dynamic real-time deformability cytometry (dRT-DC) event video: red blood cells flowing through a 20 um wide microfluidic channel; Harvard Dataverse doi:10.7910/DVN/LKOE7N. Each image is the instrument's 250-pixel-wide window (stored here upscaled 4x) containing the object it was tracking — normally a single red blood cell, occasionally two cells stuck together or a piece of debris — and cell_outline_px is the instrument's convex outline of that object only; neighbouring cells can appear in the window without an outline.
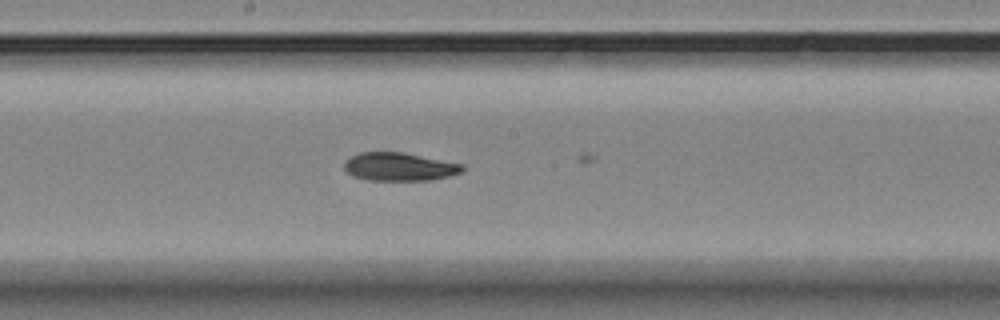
{"species": "Egyptian fruit bat (a non-hibernating species)", "species_latin": "Rousettus aegyptiacus", "temperature_condition": "room temperature", "stored_images_in_passage": 13, "camera_frame_rate_fps": 3000, "um_per_image_px": 0.085, "animal": {"sex": "female"}, "frame": {"image": 1, "passage_image": 12, "time_ms": 3.667, "image_size_px": [1000, 320], "cell_outline_px": [[464, 168], [460, 172], [448, 176], [432, 180], [368, 180], [352, 176], [344, 168], [344, 160], [360, 152], [404, 152], [464, 164]], "centroid_in_image_um": [33.93, 14.17], "position_along_channel_um": 214.3, "area_um2": 19.48}}